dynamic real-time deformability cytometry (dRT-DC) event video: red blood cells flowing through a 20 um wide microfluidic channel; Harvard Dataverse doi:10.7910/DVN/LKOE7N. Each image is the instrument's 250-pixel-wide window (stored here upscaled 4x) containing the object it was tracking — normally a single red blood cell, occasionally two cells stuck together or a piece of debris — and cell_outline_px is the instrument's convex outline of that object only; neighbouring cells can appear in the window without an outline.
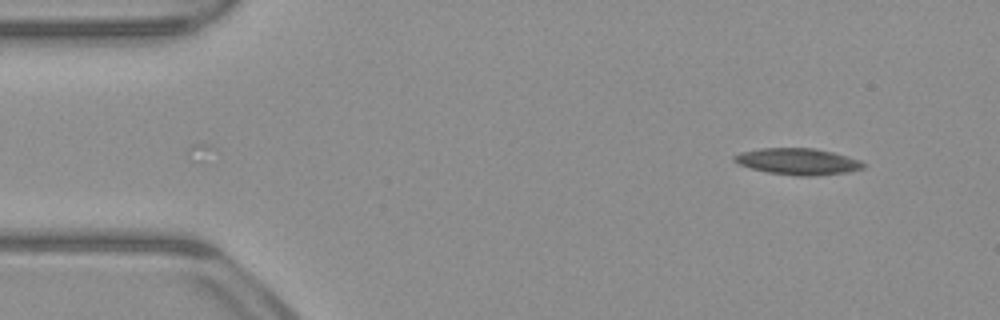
{"species": "common noctule bat (a hibernating species)", "species_latin": "Nyctalus noctula", "temperature_condition": "warm", "stored_images_in_passage": 41, "camera_frame_rate_fps": 3000, "um_per_image_px": 0.085, "animal": {"sex": "male", "body_mass_g": 23.1, "forearm_length_mm": 52.7}, "frame": {"image": 1, "passage_image": 1, "time_ms": 0.0, "image_size_px": [1000, 320], "cell_outline_px": [[868, 164], [864, 168], [848, 172], [812, 176], [796, 176], [768, 172], [752, 168], [740, 164], [732, 160], [732, 156], [740, 152], [760, 148], [812, 148], [832, 152], [848, 156], [860, 160]], "centroid_in_image_um": [67.84, 13.72], "position_along_channel_um": 17.2, "area_um2": 19.94}}
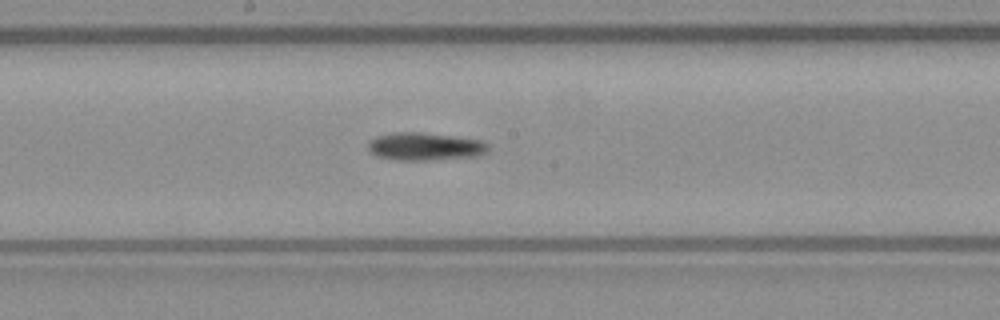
{"frame": {"image": 2, "passage_image": 23, "time_ms": 7.333, "image_size_px": [1000, 320], "cell_outline_px": [[488, 152], [480, 156], [432, 160], [392, 160], [376, 156], [368, 152], [368, 140], [376, 136], [392, 132], [420, 132], [484, 140], [488, 144]], "centroid_in_image_um": [36.1, 12.46], "position_along_channel_um": 212.1, "area_um2": 19.94}}
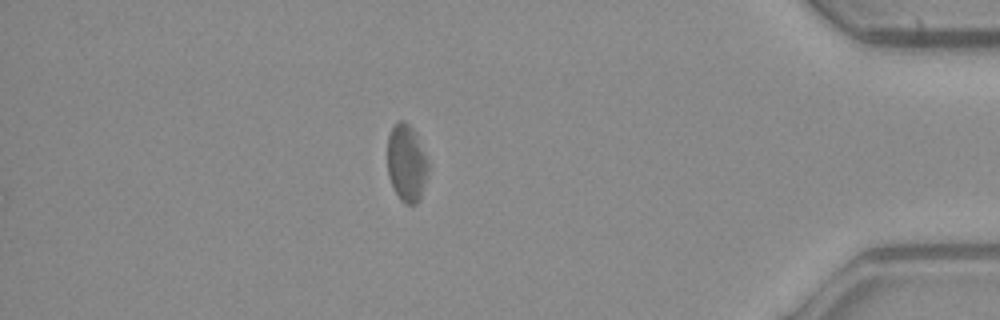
{"frame": {"image": 3, "passage_image": 41, "time_ms": 13.333, "image_size_px": [1000, 320], "cell_outline_px": [[428, 172], [420, 200], [416, 204], [404, 204], [400, 200], [388, 176], [388, 136], [392, 124], [396, 120], [404, 120], [412, 128], [428, 160]], "centroid_in_image_um": [34.55, 13.85], "position_along_channel_um": 400.7, "area_um2": 18.38}}